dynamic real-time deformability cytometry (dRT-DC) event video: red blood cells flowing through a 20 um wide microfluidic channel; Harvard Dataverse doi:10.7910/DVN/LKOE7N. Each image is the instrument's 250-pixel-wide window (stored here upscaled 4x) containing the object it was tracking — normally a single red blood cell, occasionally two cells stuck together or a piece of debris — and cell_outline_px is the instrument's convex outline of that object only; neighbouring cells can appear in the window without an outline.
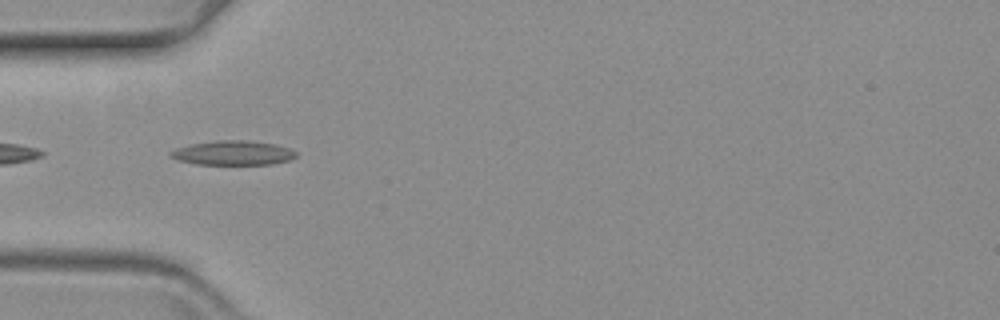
{"species": "common noctule bat (a hibernating species)", "species_latin": "Nyctalus noctula", "temperature_condition": "warm", "stored_images_in_passage": 43, "camera_frame_rate_fps": 3000, "um_per_image_px": 0.085, "animal": {"sex": "female", "body_mass_g": 19.3, "forearm_length_mm": 54.1}, "frame": {"image": 1, "passage_image": 2, "time_ms": 0.333, "image_size_px": [1000, 320], "cell_outline_px": [[296, 156], [288, 160], [272, 164], [196, 164], [176, 160], [168, 156], [168, 152], [176, 148], [192, 144], [216, 140], [244, 140], [276, 144], [288, 148], [296, 152]], "centroid_in_image_um": [19.75, 13.0], "position_along_channel_um": 65.3, "area_um2": 17.8}}
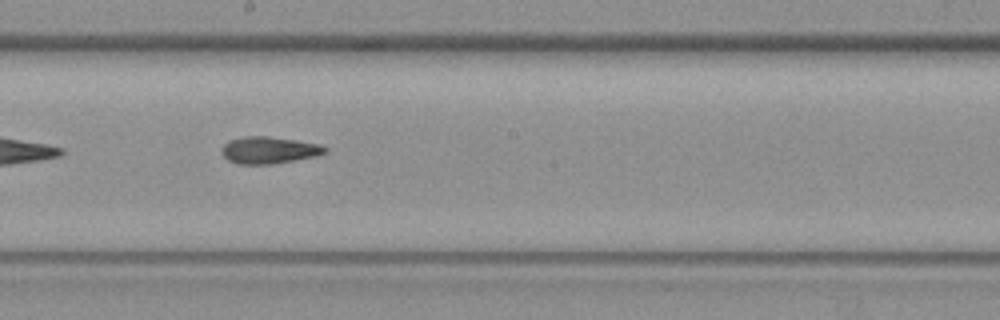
{"frame": {"image": 2, "passage_image": 16, "time_ms": 5.0, "image_size_px": [1000, 320], "cell_outline_px": [[328, 152], [316, 156], [272, 164], [240, 164], [228, 160], [220, 152], [224, 144], [228, 140], [244, 136], [268, 136], [296, 140], [320, 144], [328, 148]], "centroid_in_image_um": [22.87, 12.75], "position_along_channel_um": 225.3, "area_um2": 16.3}}
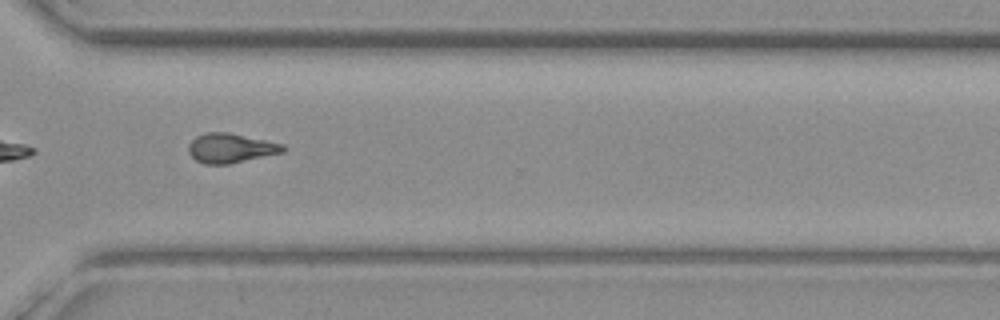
{"frame": {"image": 3, "passage_image": 27, "time_ms": 8.667, "image_size_px": [1000, 320], "cell_outline_px": [[288, 148], [284, 152], [228, 164], [204, 164], [196, 160], [188, 152], [188, 144], [196, 136], [204, 132], [228, 132], [284, 144]], "centroid_in_image_um": [19.61, 12.58], "position_along_channel_um": 351.0, "area_um2": 16.3}}